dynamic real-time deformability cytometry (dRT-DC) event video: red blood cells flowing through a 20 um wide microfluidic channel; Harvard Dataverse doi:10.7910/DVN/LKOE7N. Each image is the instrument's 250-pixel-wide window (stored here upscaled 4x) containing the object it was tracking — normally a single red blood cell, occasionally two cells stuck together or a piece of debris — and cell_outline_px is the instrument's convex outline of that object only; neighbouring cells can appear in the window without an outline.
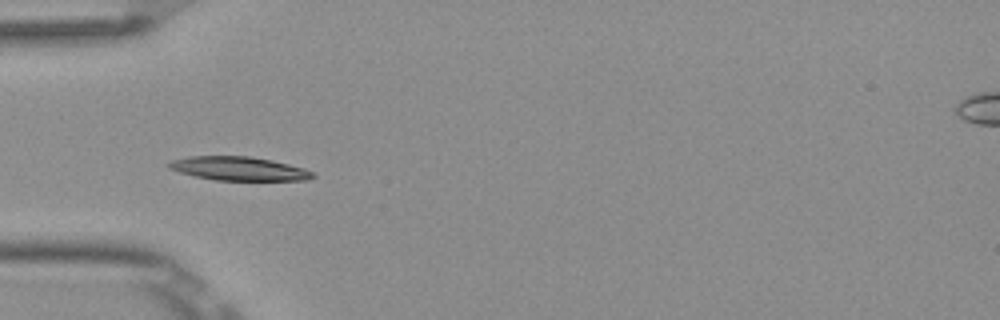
{"species": "Egyptian fruit bat (a non-hibernating species)", "species_latin": "Rousettus aegyptiacus", "temperature_condition": "room temperature", "stored_images_in_passage": 6, "camera_frame_rate_fps": 3000, "um_per_image_px": 0.085, "frame": {"image": 1, "passage_image": 4, "time_ms": 1.0, "image_size_px": [1000, 320], "cell_outline_px": [[316, 176], [304, 180], [216, 180], [196, 176], [180, 172], [168, 168], [164, 164], [172, 160], [192, 156], [248, 156], [272, 160], [304, 168], [312, 172]], "centroid_in_image_um": [20.27, 14.33], "position_along_channel_um": 64.7, "area_um2": 19.77}}
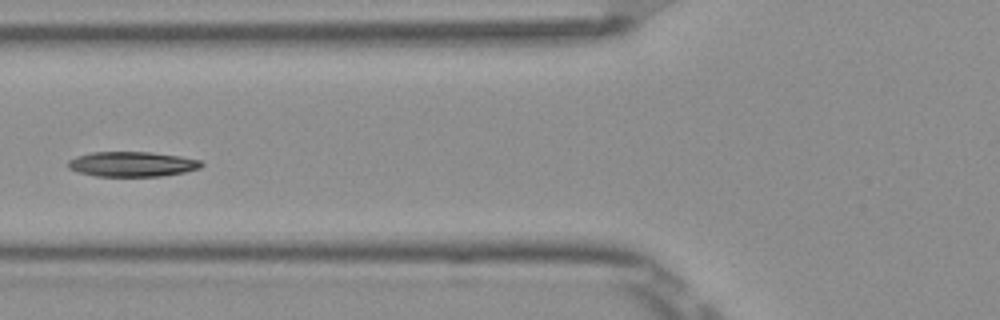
{"frame": {"image": 2, "passage_image": 5, "time_ms": 1.333, "image_size_px": [1000, 320], "cell_outline_px": [[204, 164], [200, 168], [184, 172], [160, 176], [96, 176], [80, 172], [68, 168], [68, 160], [76, 156], [92, 152], [152, 152], [180, 156], [200, 160]], "centroid_in_image_um": [11.23, 13.94], "position_along_channel_um": 114.6, "area_um2": 19.36}}
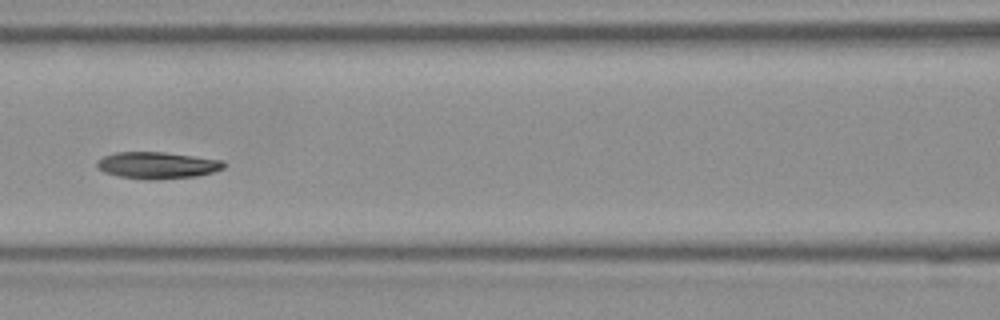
{"frame": {"image": 3, "passage_image": 6, "time_ms": 1.667, "image_size_px": [1000, 320], "cell_outline_px": [[228, 164], [224, 168], [212, 172], [196, 176], [148, 180], [144, 180], [120, 176], [104, 172], [96, 168], [96, 160], [104, 156], [116, 152], [164, 152], [224, 160]], "centroid_in_image_um": [13.37, 14.04], "position_along_channel_um": 153.2, "area_um2": 19.88}}